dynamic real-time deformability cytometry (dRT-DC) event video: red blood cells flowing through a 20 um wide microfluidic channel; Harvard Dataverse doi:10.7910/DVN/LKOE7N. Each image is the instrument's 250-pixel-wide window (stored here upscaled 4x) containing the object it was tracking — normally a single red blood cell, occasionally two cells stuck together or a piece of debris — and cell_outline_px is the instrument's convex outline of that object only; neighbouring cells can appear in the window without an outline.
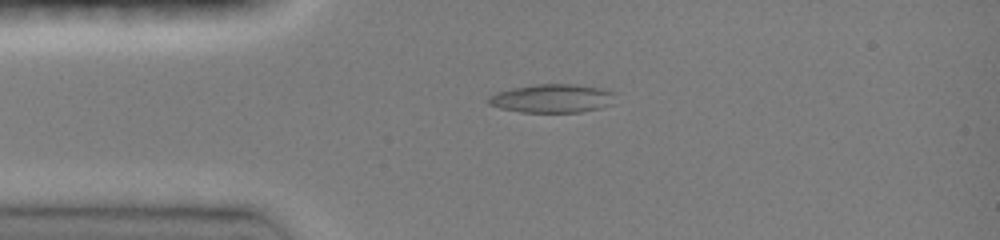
{"species": "common noctule bat (a hibernating species)", "species_latin": "Nyctalus noctula", "temperature_condition": "room temperature", "stored_images_in_passage": 17, "camera_frame_rate_fps": 3000, "um_per_image_px": 0.085, "animal": {"sex": "female", "body_mass_g": 19.0, "forearm_length_mm": 51.5}, "frame": {"image": 1, "passage_image": 3, "time_ms": 0.667, "image_size_px": [1000, 240], "cell_outline_px": [[612, 104], [600, 108], [580, 112], [520, 112], [500, 108], [488, 104], [484, 100], [488, 96], [496, 92], [512, 88], [536, 84], [572, 84], [600, 88], [612, 92]], "centroid_in_image_um": [46.84, 8.37], "position_along_channel_um": 38.2, "area_um2": 21.04}}
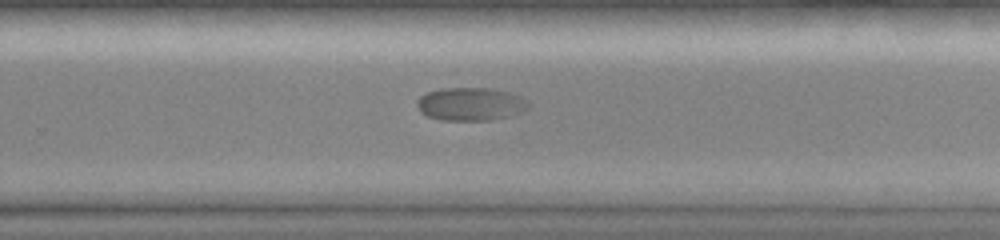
{"frame": {"image": 2, "passage_image": 15, "time_ms": 4.667, "image_size_px": [1000, 240], "cell_outline_px": [[528, 108], [512, 116], [492, 120], [440, 120], [428, 116], [420, 112], [416, 104], [416, 100], [420, 96], [428, 92], [444, 88], [492, 88], [508, 92], [520, 96], [528, 100]], "centroid_in_image_um": [40.0, 8.85], "position_along_channel_um": 289.8, "area_um2": 21.62}}
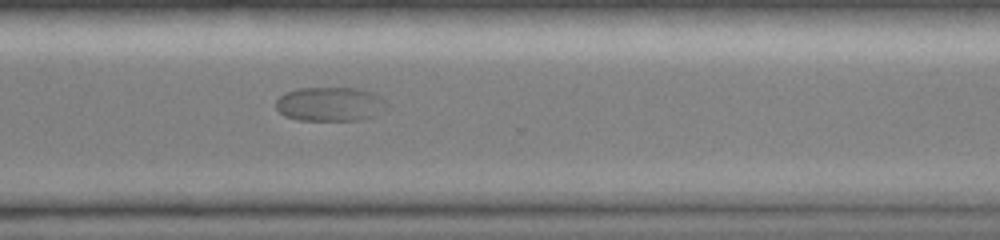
{"frame": {"image": 3, "passage_image": 17, "time_ms": 5.333, "image_size_px": [1000, 240], "cell_outline_px": [[388, 104], [376, 116], [360, 120], [296, 120], [284, 116], [276, 108], [276, 100], [284, 92], [300, 88], [356, 88], [372, 92], [380, 96]], "centroid_in_image_um": [28.04, 8.85], "position_along_channel_um": 342.6, "area_um2": 22.2}}